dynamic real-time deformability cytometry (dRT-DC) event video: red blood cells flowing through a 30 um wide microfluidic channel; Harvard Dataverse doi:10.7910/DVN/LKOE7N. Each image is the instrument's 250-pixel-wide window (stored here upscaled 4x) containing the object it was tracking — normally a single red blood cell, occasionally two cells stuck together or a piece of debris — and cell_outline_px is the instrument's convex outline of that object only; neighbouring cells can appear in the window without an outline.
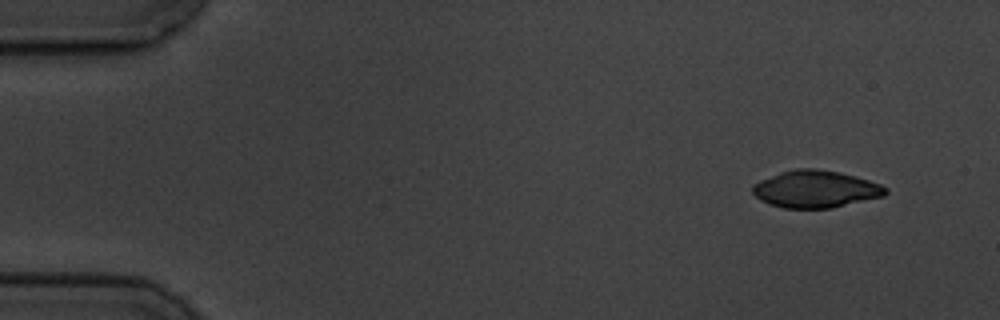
{"species": "common noctule bat (a hibernating species)", "species_latin": "Nyctalus noctula", "temperature_condition": "cold", "stored_images_in_passage": 14, "camera_frame_rate_fps": 3000, "um_per_image_px": 0.085, "animal": {"sex": "male", "body_mass_g": 19.5, "forearm_length_mm": 54.6}, "frame": {"image": 1, "passage_image": 1, "time_ms": 0.0, "image_size_px": [1000, 320], "cell_outline_px": [[888, 192], [884, 196], [832, 208], [784, 208], [760, 200], [752, 192], [752, 184], [760, 180], [780, 172], [796, 168], [816, 168], [840, 172], [856, 176], [880, 184], [888, 188]], "centroid_in_image_um": [69.33, 16.06], "position_along_channel_um": 15.7, "area_um2": 28.9}}